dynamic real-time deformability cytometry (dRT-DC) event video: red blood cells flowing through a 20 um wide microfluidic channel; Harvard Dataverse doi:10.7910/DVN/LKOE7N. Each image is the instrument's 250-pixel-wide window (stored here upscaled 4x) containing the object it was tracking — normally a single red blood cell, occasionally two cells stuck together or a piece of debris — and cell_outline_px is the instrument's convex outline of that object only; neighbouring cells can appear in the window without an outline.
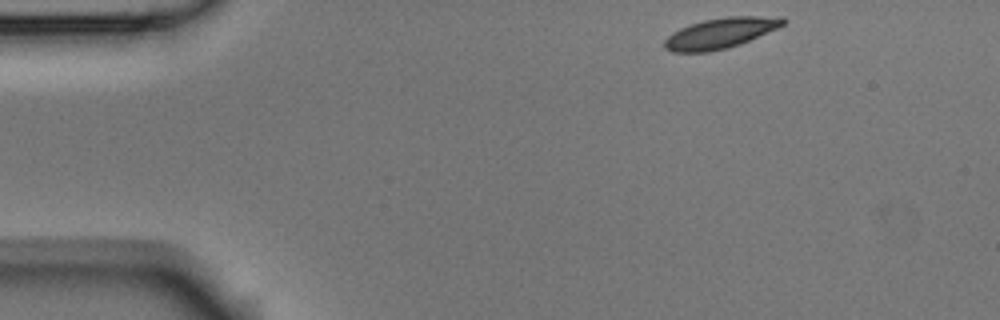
{"species": "Egyptian fruit bat (a non-hibernating species)", "species_latin": "Rousettus aegyptiacus", "temperature_condition": "room temperature", "stored_images_in_passage": 4, "camera_frame_rate_fps": 3000, "um_per_image_px": 0.085, "animal": {"sex": "male"}, "frame": {"image": 1, "passage_image": 1, "time_ms": 0.0, "image_size_px": [1000, 320], "cell_outline_px": [[788, 20], [784, 24], [776, 28], [740, 44], [728, 48], [708, 52], [672, 52], [664, 48], [664, 40], [672, 32], [688, 24], [704, 20], [728, 16], [784, 16]], "centroid_in_image_um": [61.23, 2.81], "position_along_channel_um": 23.8, "area_um2": 21.15}}
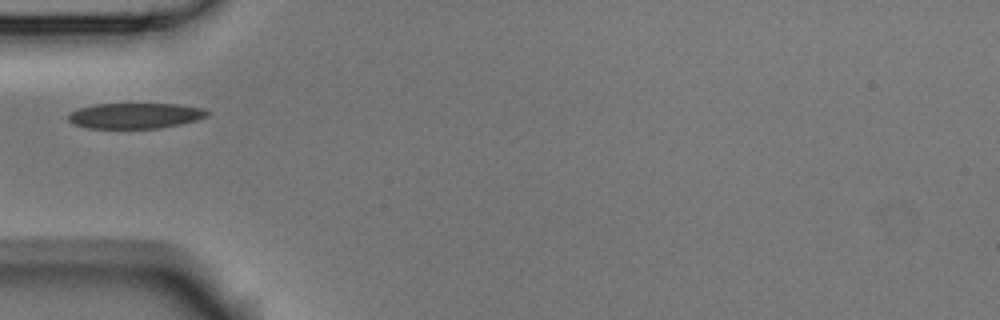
{"frame": {"image": 2, "passage_image": 3, "time_ms": 0.667, "image_size_px": [1000, 320], "cell_outline_px": [[208, 116], [196, 120], [180, 124], [160, 128], [88, 128], [76, 124], [68, 120], [68, 116], [72, 112], [80, 108], [96, 104], [176, 104], [204, 108], [208, 112]], "centroid_in_image_um": [11.52, 9.83], "position_along_channel_um": 73.5, "area_um2": 20.46}}
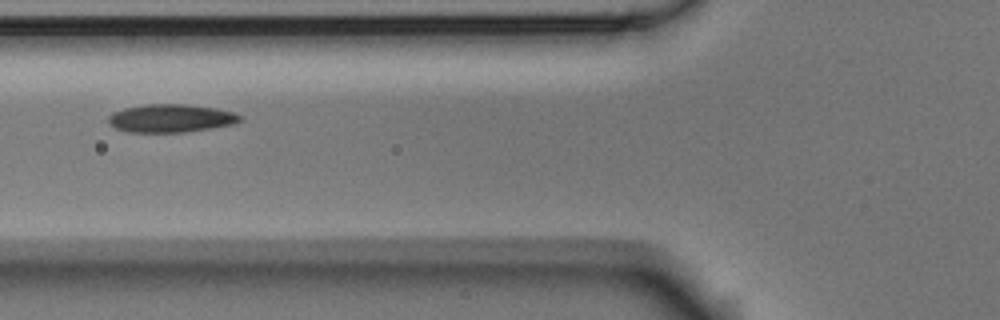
{"frame": {"image": 3, "passage_image": 4, "time_ms": 1.0, "image_size_px": [1000, 320], "cell_outline_px": [[244, 120], [236, 124], [212, 128], [184, 132], [128, 132], [116, 128], [108, 124], [108, 116], [112, 112], [124, 108], [144, 104], [188, 104], [216, 108], [232, 112], [244, 116]], "centroid_in_image_um": [14.55, 10.05], "position_along_channel_um": 111.2, "area_um2": 21.91}}